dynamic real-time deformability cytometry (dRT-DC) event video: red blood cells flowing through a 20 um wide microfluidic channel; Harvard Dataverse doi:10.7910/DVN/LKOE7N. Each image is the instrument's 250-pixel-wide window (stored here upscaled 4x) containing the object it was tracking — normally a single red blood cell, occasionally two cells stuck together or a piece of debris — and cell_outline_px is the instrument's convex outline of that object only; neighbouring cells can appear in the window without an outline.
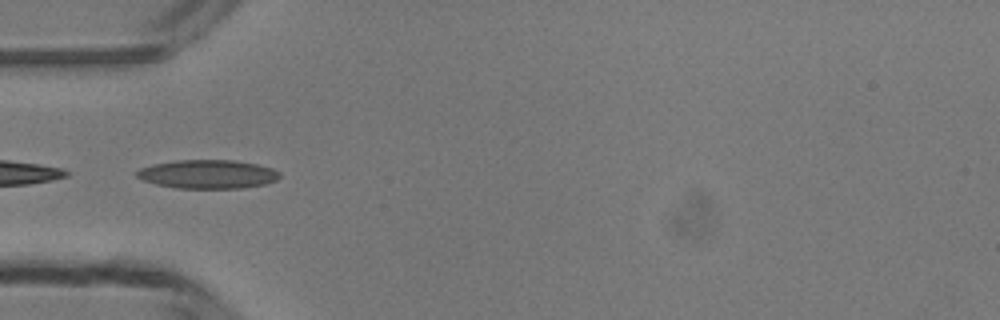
{"species": "common noctule bat (a hibernating species)", "species_latin": "Nyctalus noctula", "temperature_condition": "room temperature", "stored_images_in_passage": 15, "camera_frame_rate_fps": 3000, "um_per_image_px": 0.085, "animal": {"sex": "male", "body_mass_g": 13.3}, "frame": {"image": 1, "passage_image": 1, "time_ms": 0.0, "image_size_px": [1000, 320], "cell_outline_px": [[280, 176], [276, 180], [264, 184], [244, 188], [176, 188], [156, 184], [144, 180], [136, 176], [136, 172], [140, 168], [152, 164], [176, 160], [232, 160], [256, 164], [272, 168], [280, 172]], "centroid_in_image_um": [17.65, 14.8], "position_along_channel_um": 67.3, "area_um2": 23.87}}
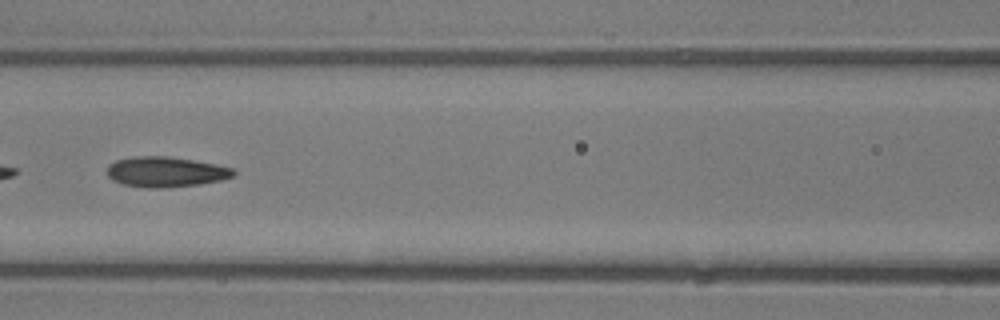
{"frame": {"image": 2, "passage_image": 7, "time_ms": 2.0, "image_size_px": [1000, 320], "cell_outline_px": [[236, 176], [220, 180], [200, 184], [168, 188], [148, 188], [120, 184], [112, 180], [108, 176], [108, 164], [116, 160], [132, 156], [164, 156], [192, 160], [216, 164], [232, 168], [236, 172]], "centroid_in_image_um": [14.07, 14.62], "position_along_channel_um": 152.5, "area_um2": 22.48}}
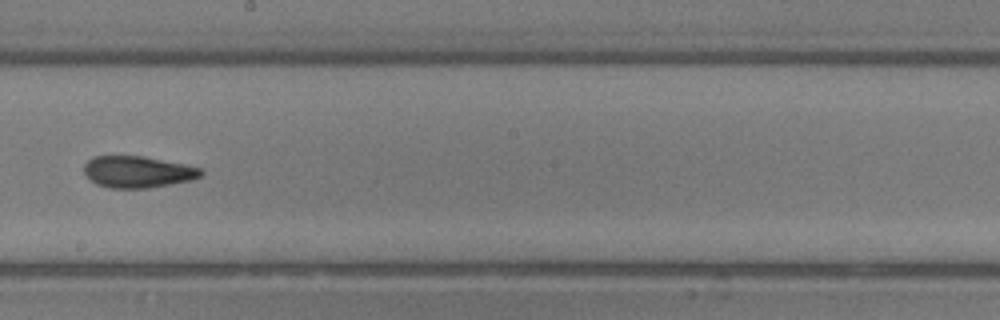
{"frame": {"image": 3, "passage_image": 13, "time_ms": 4.0, "image_size_px": [1000, 320], "cell_outline_px": [[204, 172], [200, 176], [192, 180], [148, 188], [108, 188], [96, 184], [84, 172], [84, 164], [92, 156], [144, 156], [184, 164], [200, 168]], "centroid_in_image_um": [11.7, 14.61], "position_along_channel_um": 236.5, "area_um2": 21.5}}